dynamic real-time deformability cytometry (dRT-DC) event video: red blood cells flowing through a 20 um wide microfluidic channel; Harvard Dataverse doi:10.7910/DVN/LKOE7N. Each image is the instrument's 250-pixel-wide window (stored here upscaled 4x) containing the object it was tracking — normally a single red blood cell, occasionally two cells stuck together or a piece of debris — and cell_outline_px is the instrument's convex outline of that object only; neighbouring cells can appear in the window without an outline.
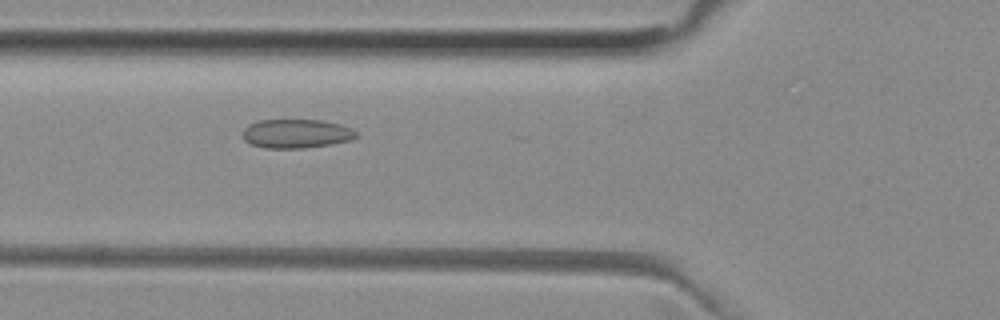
{"species": "common noctule bat (a hibernating species)", "species_latin": "Nyctalus noctula", "temperature_condition": "room temperature", "stored_images_in_passage": 17, "camera_frame_rate_fps": 3000, "um_per_image_px": 0.085, "animal": {"sex": "female", "body_mass_g": 29.2, "forearm_length_mm": 56.3}, "frame": {"image": 1, "passage_image": 8, "time_ms": 2.333, "image_size_px": [1000, 320], "cell_outline_px": [[360, 136], [352, 140], [304, 148], [264, 148], [252, 144], [244, 140], [244, 128], [248, 124], [260, 120], [324, 120], [340, 124], [352, 128]], "centroid_in_image_um": [25.22, 11.35], "position_along_channel_um": 100.6, "area_um2": 19.19}}
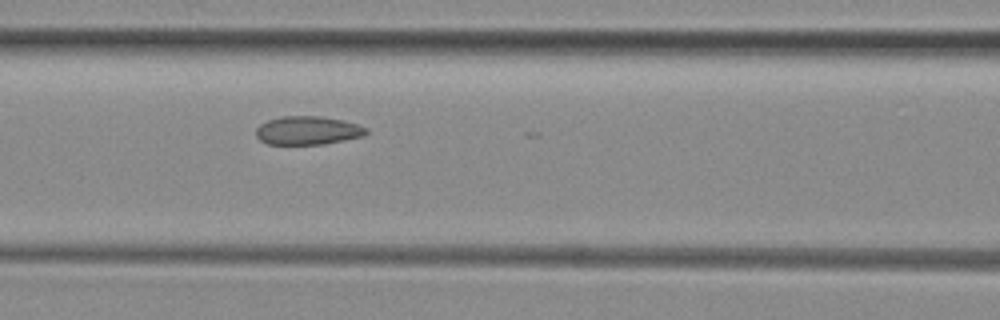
{"frame": {"image": 2, "passage_image": 11, "time_ms": 3.333, "image_size_px": [1000, 320], "cell_outline_px": [[368, 132], [364, 136], [324, 144], [268, 144], [260, 140], [256, 136], [256, 128], [260, 124], [268, 120], [280, 116], [320, 116], [344, 120], [368, 128]], "centroid_in_image_um": [26.16, 11.08], "position_along_channel_um": 140.4, "area_um2": 18.38}}
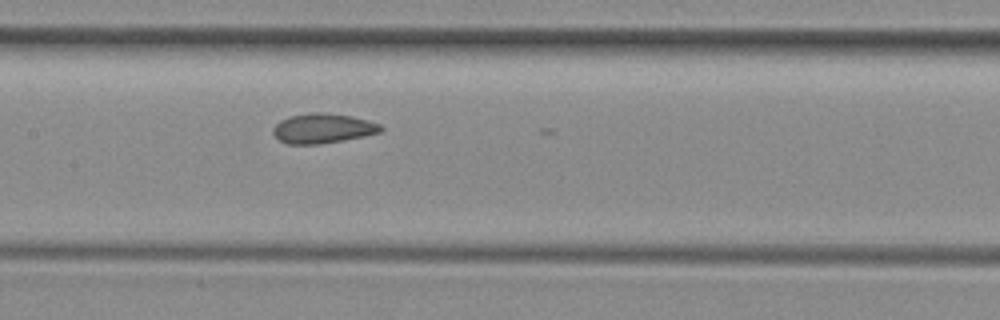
{"frame": {"image": 3, "passage_image": 14, "time_ms": 4.333, "image_size_px": [1000, 320], "cell_outline_px": [[384, 128], [380, 132], [320, 144], [288, 144], [280, 140], [272, 132], [272, 128], [280, 120], [288, 116], [312, 112], [320, 112], [352, 116], [380, 124]], "centroid_in_image_um": [27.39, 10.9], "position_along_channel_um": 180.0, "area_um2": 18.44}}